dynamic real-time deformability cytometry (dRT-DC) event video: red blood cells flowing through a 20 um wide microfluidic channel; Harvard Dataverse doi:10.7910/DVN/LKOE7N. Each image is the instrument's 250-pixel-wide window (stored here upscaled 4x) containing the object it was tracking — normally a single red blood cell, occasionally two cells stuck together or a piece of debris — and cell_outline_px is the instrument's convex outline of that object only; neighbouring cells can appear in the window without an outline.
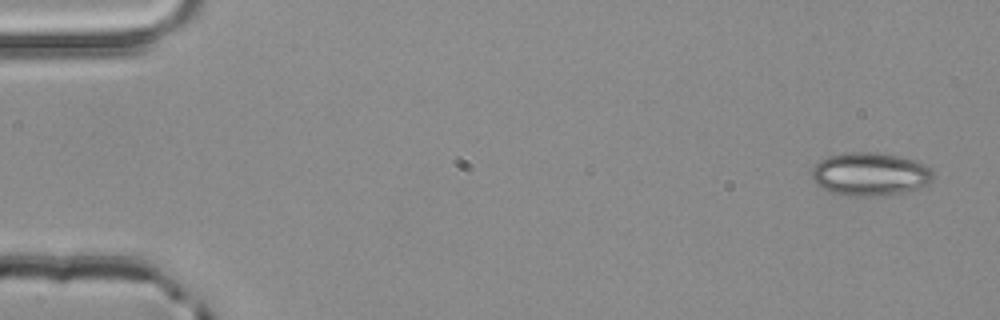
{"species": "common noctule bat (a hibernating species)", "species_latin": "Nyctalus noctula", "temperature_condition": "room temperature", "stored_images_in_passage": 4, "camera_frame_rate_fps": 3000, "um_per_image_px": 0.085, "animal": {"sex": "male", "body_mass_g": 20.4}, "frame": {"image": 1, "passage_image": 1, "time_ms": 0.0, "image_size_px": [1000, 320], "cell_outline_px": [[932, 180], [928, 184], [904, 192], [868, 196], [848, 196], [832, 192], [816, 184], [812, 180], [812, 168], [820, 160], [828, 156], [844, 152], [876, 152], [900, 156], [924, 164], [932, 168]], "centroid_in_image_um": [73.93, 14.78], "position_along_channel_um": 11.1, "area_um2": 30.46}}